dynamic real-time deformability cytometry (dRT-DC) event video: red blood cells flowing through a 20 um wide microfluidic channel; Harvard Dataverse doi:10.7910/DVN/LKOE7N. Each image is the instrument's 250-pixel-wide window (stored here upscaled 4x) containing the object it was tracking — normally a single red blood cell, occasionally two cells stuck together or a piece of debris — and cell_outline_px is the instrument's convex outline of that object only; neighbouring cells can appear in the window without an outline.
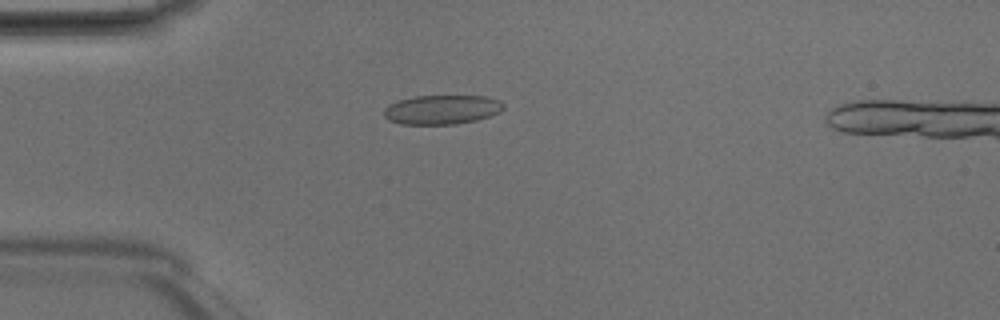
{"species": "Egyptian fruit bat (a non-hibernating species)", "species_latin": "Rousettus aegyptiacus", "temperature_condition": "room temperature", "stored_images_in_passage": 43, "camera_frame_rate_fps": 3000, "um_per_image_px": 0.085, "animal": {"sex": "male"}, "frame": {"image": 1, "passage_image": 8, "time_ms": 2.333, "image_size_px": [1000, 320], "cell_outline_px": [[504, 108], [500, 112], [476, 120], [456, 124], [400, 124], [388, 120], [384, 116], [384, 108], [388, 104], [396, 100], [416, 96], [488, 96], [500, 100], [504, 104]], "centroid_in_image_um": [37.54, 9.31], "position_along_channel_um": 47.5, "area_um2": 20.58}}
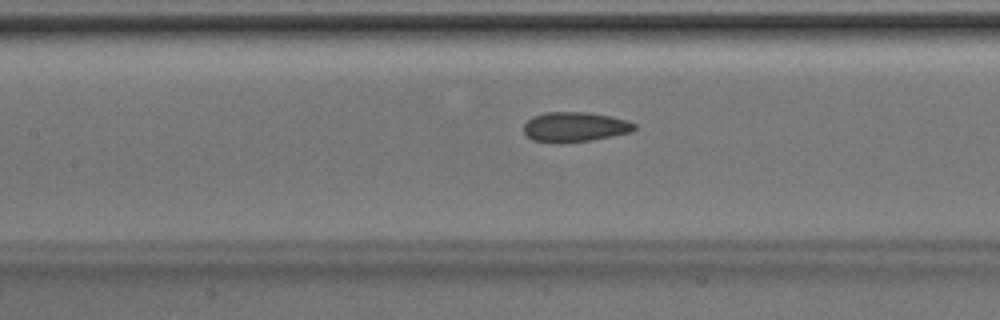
{"frame": {"image": 2, "passage_image": 17, "time_ms": 5.333, "image_size_px": [1000, 320], "cell_outline_px": [[636, 128], [632, 132], [592, 140], [560, 144], [532, 140], [524, 132], [524, 124], [532, 116], [544, 112], [584, 112], [612, 116], [636, 124]], "centroid_in_image_um": [48.84, 10.8], "position_along_channel_um": 158.6, "area_um2": 19.42}}
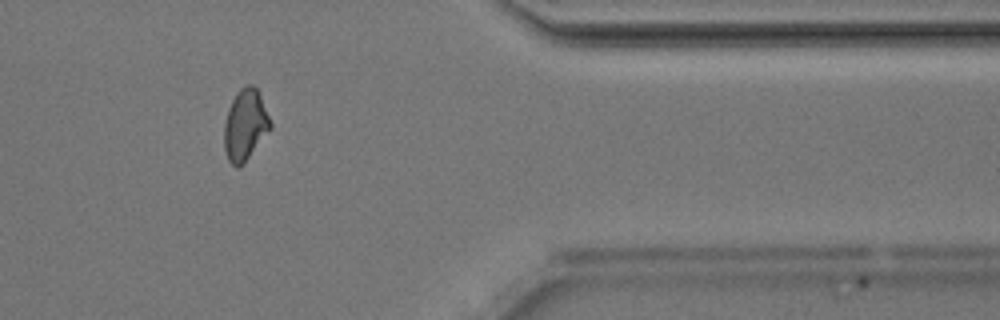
{"frame": {"image": 3, "passage_image": 35, "time_ms": 11.333, "image_size_px": [1000, 320], "cell_outline_px": [[272, 128], [248, 156], [236, 168], [228, 160], [224, 148], [224, 124], [228, 108], [236, 92], [244, 84], [252, 84], [256, 88], [260, 96], [272, 124]], "centroid_in_image_um": [20.83, 10.57], "position_along_channel_um": 390.6, "area_um2": 18.84}, "authors_computed_cell_mechanics": {"area_um2": 19.4208, "velocity_mm_per_s": 4.2167, "shape_relaxation_time_tau1_ms": 4.5286, "shape_relaxation_time_tau2_ms": 2.0593, "deformation_change_tau1": 0.0992, "deformation_change_tau2": 0.0833}}